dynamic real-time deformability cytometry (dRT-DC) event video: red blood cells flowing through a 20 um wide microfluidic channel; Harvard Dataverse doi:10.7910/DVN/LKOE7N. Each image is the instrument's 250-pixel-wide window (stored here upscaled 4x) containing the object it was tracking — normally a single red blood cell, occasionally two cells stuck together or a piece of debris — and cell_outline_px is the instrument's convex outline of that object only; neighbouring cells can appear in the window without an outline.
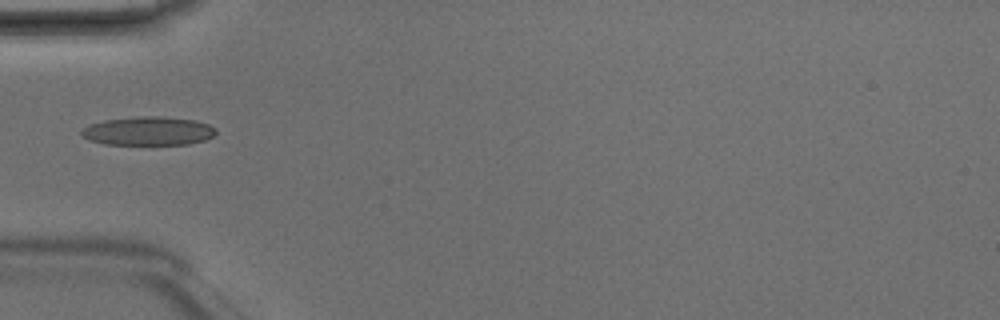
{"species": "Egyptian fruit bat (a non-hibernating species)", "species_latin": "Rousettus aegyptiacus", "temperature_condition": "room temperature", "stored_images_in_passage": 4, "camera_frame_rate_fps": 3000, "um_per_image_px": 0.085, "animal": {"sex": "male"}, "frame": {"image": 1, "passage_image": 3, "time_ms": 0.667, "image_size_px": [1000, 320], "cell_outline_px": [[216, 132], [212, 136], [204, 140], [188, 144], [104, 144], [88, 140], [80, 136], [80, 132], [88, 124], [104, 120], [140, 116], [160, 116], [192, 120], [208, 124], [216, 128]], "centroid_in_image_um": [12.55, 11.13], "position_along_channel_um": 72.5, "area_um2": 22.43}}